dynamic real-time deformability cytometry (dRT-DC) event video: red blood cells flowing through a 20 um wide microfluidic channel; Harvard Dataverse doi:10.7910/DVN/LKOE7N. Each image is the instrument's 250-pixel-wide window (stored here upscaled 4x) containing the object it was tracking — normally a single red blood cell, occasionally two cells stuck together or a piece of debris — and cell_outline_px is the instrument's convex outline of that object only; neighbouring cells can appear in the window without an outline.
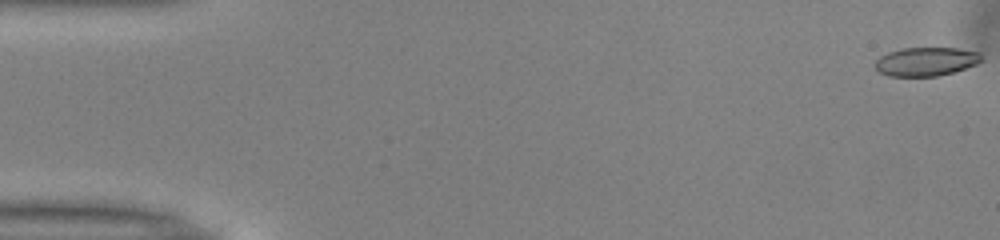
{"species": "common noctule bat (a hibernating species)", "species_latin": "Nyctalus noctula", "temperature_condition": "warm", "stored_images_in_passage": 44, "camera_frame_rate_fps": 3000, "um_per_image_px": 0.085, "animal": {"sex": "male", "body_mass_g": 13.0, "forearm_length_mm": 53.1}, "frame": {"image": 1, "passage_image": 1, "time_ms": 0.0, "image_size_px": [1000, 240], "cell_outline_px": [[984, 60], [976, 64], [952, 72], [936, 76], [888, 76], [880, 72], [876, 68], [876, 60], [880, 56], [888, 52], [904, 48], [956, 48], [980, 52]], "centroid_in_image_um": [78.73, 5.22], "position_along_channel_um": 6.3, "area_um2": 17.69}}
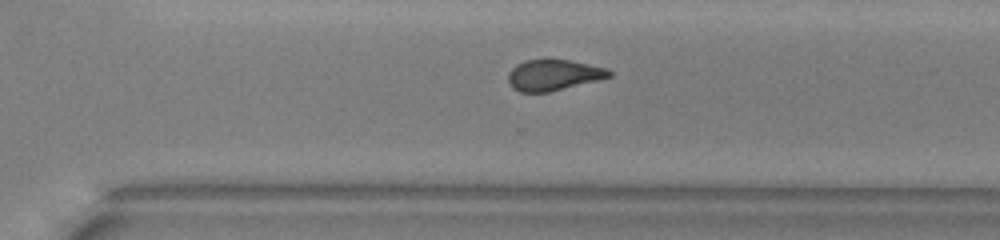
{"frame": {"image": 2, "passage_image": 36, "time_ms": 11.667, "image_size_px": [1000, 240], "cell_outline_px": [[612, 76], [548, 92], [520, 92], [512, 88], [508, 80], [508, 72], [516, 64], [524, 60], [568, 60], [608, 68], [612, 72]], "centroid_in_image_um": [47.01, 6.37], "position_along_channel_um": 323.6, "area_um2": 17.98}}
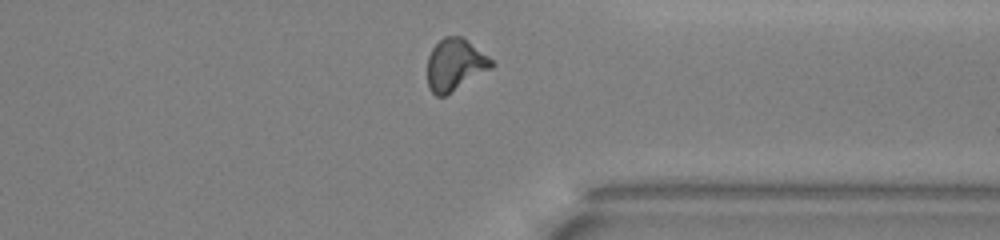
{"frame": {"image": 3, "passage_image": 40, "time_ms": 13.0, "image_size_px": [1000, 240], "cell_outline_px": [[496, 64], [492, 68], [444, 96], [436, 96], [428, 88], [428, 56], [432, 48], [444, 36], [460, 36], [488, 56]], "centroid_in_image_um": [38.67, 5.5], "position_along_channel_um": 372.7, "area_um2": 19.13}, "authors_computed_cell_mechanics": {"area_um2": 19.074, "velocity_mm_per_s": 3.9902, "shape_relaxation_time_tau1_ms": 5.7337, "shape_relaxation_time_tau2_ms": 2.1969, "deformation_change_tau1": 0.1798, "deformation_change_tau2": 0.1093}}